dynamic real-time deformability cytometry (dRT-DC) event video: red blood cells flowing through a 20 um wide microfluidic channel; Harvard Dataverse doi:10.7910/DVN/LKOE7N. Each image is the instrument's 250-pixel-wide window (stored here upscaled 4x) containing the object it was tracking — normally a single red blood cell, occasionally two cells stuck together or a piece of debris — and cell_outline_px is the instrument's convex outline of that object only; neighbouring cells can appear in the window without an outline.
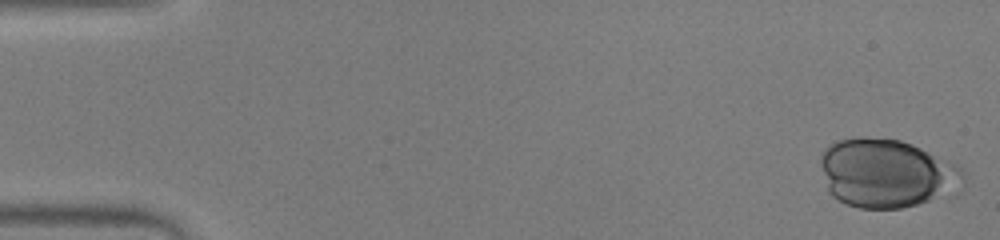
{"species": "human", "species_latin": "Homo sapiens", "temperature_condition": "warm", "stored_images_in_passage": 52, "camera_frame_rate_fps": 3000, "um_per_image_px": 0.085, "donor": {"sex": "male"}, "frame": {"image": 1, "passage_image": 1, "time_ms": 0.0, "image_size_px": [1000, 240], "cell_outline_px": [[968, 172], [964, 184], [928, 200], [916, 204], [900, 208], [860, 208], [848, 204], [832, 196], [828, 192], [820, 164], [820, 160], [824, 152], [836, 140], [860, 136], [864, 136], [900, 140], [912, 144], [964, 168]], "centroid_in_image_um": [75.34, 14.7], "position_along_channel_um": 9.7, "area_um2": 56.64}}
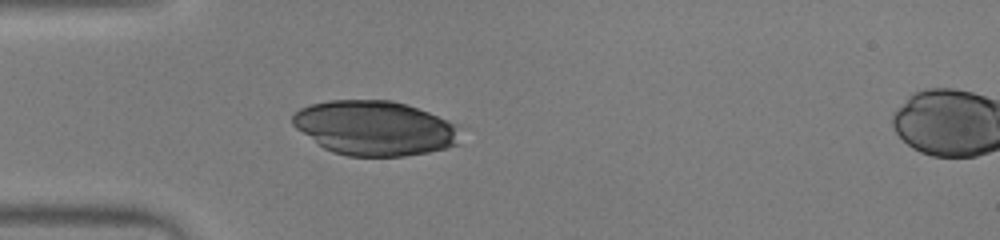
{"frame": {"image": 2, "passage_image": 15, "time_ms": 4.667, "image_size_px": [1000, 240], "cell_outline_px": [[460, 144], [428, 152], [404, 156], [348, 156], [332, 152], [324, 148], [296, 128], [292, 124], [292, 116], [300, 108], [312, 104], [328, 100], [392, 100], [408, 104], [448, 120], [456, 124]], "centroid_in_image_um": [31.84, 10.88], "position_along_channel_um": 53.2, "area_um2": 53.29}}
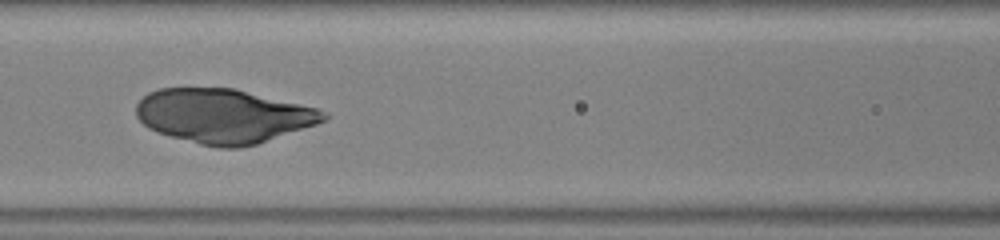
{"frame": {"image": 3, "passage_image": 23, "time_ms": 7.333, "image_size_px": [1000, 240], "cell_outline_px": [[332, 116], [316, 124], [256, 144], [240, 148], [220, 148], [200, 144], [156, 132], [148, 128], [136, 116], [136, 104], [148, 92], [160, 88], [232, 88], [316, 108], [328, 112]], "centroid_in_image_um": [18.97, 9.86], "position_along_channel_um": 147.6, "area_um2": 58.9}}